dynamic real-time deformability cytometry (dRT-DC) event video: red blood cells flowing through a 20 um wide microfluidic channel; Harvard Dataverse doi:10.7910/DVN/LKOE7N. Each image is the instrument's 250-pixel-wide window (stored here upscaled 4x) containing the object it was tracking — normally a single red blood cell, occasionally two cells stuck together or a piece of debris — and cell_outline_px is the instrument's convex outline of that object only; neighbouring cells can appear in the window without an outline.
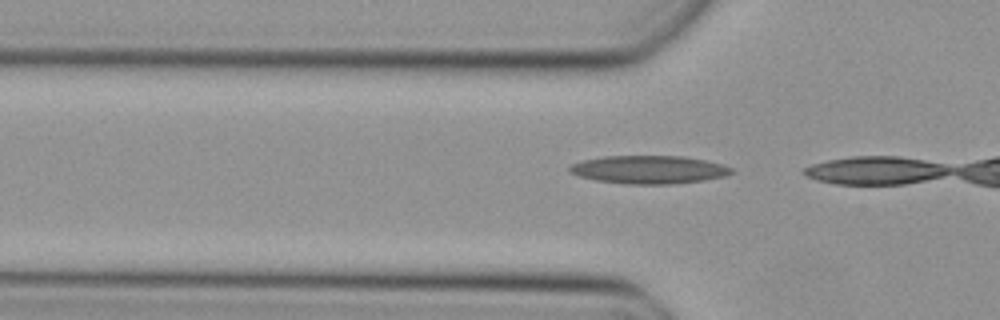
{"species": "Egyptian fruit bat (a non-hibernating species)", "species_latin": "Rousettus aegyptiacus", "temperature_condition": "cold", "stored_images_in_passage": 3, "camera_frame_rate_fps": 3000, "um_per_image_px": 0.085, "animal": {"sex": "female"}, "frame": {"image": 1, "passage_image": 2, "time_ms": 0.333, "image_size_px": [1000, 320], "cell_outline_px": [[732, 172], [724, 176], [704, 180], [672, 184], [624, 184], [596, 180], [580, 176], [568, 172], [568, 168], [572, 164], [584, 160], [604, 156], [684, 156], [704, 160], [720, 164], [732, 168]], "centroid_in_image_um": [55.12, 14.42], "position_along_channel_um": 70.7, "area_um2": 26.36}}